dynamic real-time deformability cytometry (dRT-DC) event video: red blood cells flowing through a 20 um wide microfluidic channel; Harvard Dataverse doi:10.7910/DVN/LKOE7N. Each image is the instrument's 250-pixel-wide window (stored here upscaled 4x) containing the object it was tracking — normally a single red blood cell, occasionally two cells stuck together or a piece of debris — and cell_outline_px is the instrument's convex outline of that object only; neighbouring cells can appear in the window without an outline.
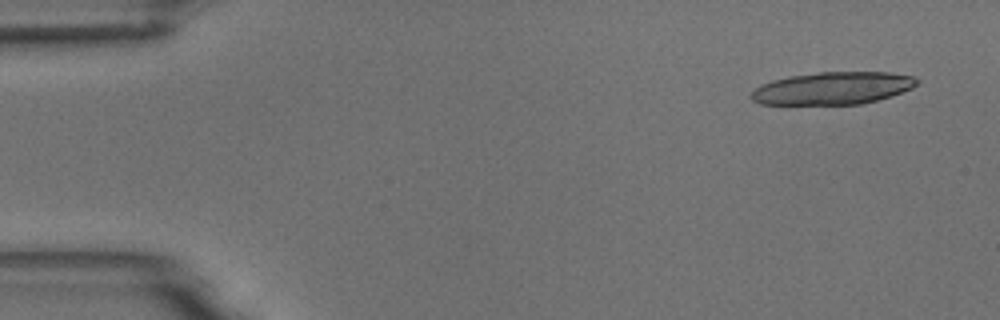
{"species": "common noctule bat (a hibernating species)", "species_latin": "Nyctalus noctula", "temperature_condition": "room temperature", "stored_images_in_passage": 14, "camera_frame_rate_fps": 3000, "um_per_image_px": 0.085, "animal": {"sex": "male", "body_mass_g": 18.8}, "frame": {"image": 1, "passage_image": 1, "time_ms": 0.0, "image_size_px": [1000, 320], "cell_outline_px": [[920, 80], [912, 88], [892, 96], [860, 104], [760, 104], [752, 100], [748, 96], [760, 84], [772, 80], [788, 76], [820, 72], [892, 72], [912, 76]], "centroid_in_image_um": [70.77, 7.49], "position_along_channel_um": 14.2, "area_um2": 31.44}}
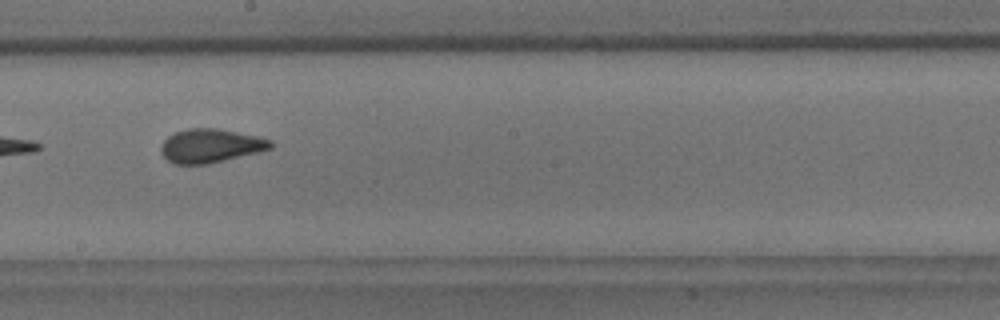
{"frame": {"image": 2, "passage_image": 8, "time_ms": 9.0, "image_size_px": [1000, 320], "cell_outline_px": [[272, 148], [260, 152], [208, 164], [176, 164], [168, 160], [160, 152], [160, 148], [164, 140], [168, 136], [176, 132], [188, 128], [216, 128], [256, 136], [272, 140]], "centroid_in_image_um": [17.9, 12.39], "position_along_channel_um": 230.3, "area_um2": 21.5}}
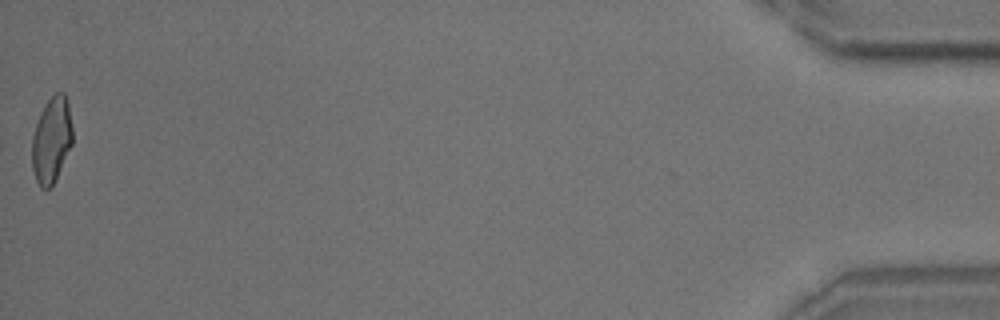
{"frame": {"image": 3, "passage_image": 14, "time_ms": 17.0, "image_size_px": [1000, 320], "cell_outline_px": [[72, 144], [56, 180], [48, 188], [40, 188], [36, 180], [32, 168], [32, 136], [40, 112], [44, 104], [56, 92], [64, 92], [68, 100], [72, 128]], "centroid_in_image_um": [4.38, 11.88], "position_along_channel_um": 430.8, "area_um2": 20.4}, "authors_computed_cell_mechanics": {"area_um2": 20.9236, "velocity_mm_per_s": 3.7072, "shape_relaxation_time_tau1_ms": 3.7112, "shape_relaxation_time_tau2_ms": 1.0749, "deformation_change_tau1": 0.1985, "deformation_change_tau2": 0.0823}}